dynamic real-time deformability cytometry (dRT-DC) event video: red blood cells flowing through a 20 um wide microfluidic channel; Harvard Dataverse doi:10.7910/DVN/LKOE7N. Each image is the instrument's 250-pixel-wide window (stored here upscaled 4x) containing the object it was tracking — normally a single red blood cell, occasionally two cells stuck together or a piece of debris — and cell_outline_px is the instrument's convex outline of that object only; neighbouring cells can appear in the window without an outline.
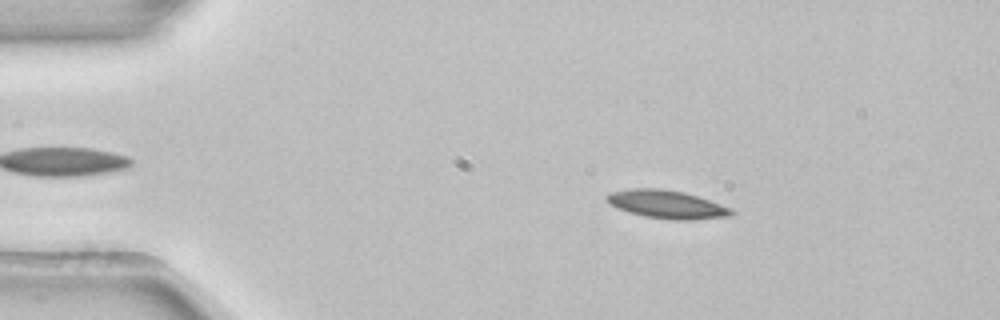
{"species": "common noctule bat (a hibernating species)", "species_latin": "Nyctalus noctula", "temperature_condition": "room temperature", "stored_images_in_passage": 45, "camera_frame_rate_fps": 3000, "um_per_image_px": 0.085, "animal": {"sex": "female", "body_mass_g": 22.7, "forearm_length_mm": 54.2}, "frame": {"image": 1, "passage_image": 9, "time_ms": 2.667, "image_size_px": [1000, 320], "cell_outline_px": [[736, 212], [732, 216], [688, 220], [672, 220], [644, 216], [616, 208], [604, 196], [608, 192], [632, 188], [660, 188], [684, 192], [708, 200], [728, 208]], "centroid_in_image_um": [56.64, 17.37], "position_along_channel_um": 28.4, "area_um2": 20.29}}
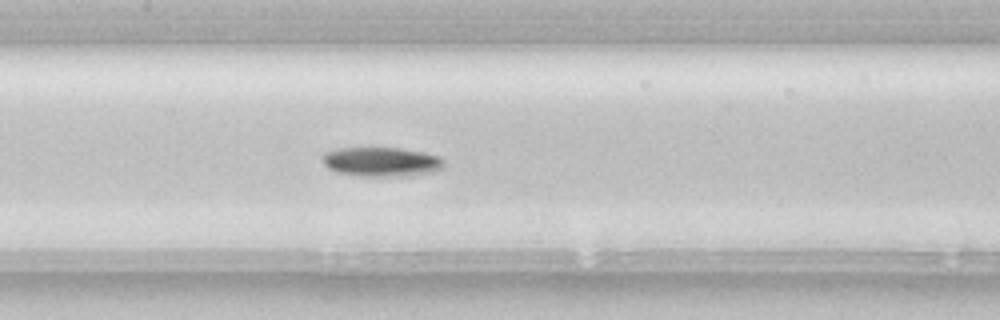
{"frame": {"image": 2, "passage_image": 25, "time_ms": 8.0, "image_size_px": [1000, 320], "cell_outline_px": [[444, 168], [436, 172], [412, 176], [360, 176], [336, 172], [328, 168], [324, 164], [320, 156], [324, 152], [336, 148], [400, 148], [424, 152], [440, 156], [444, 160]], "centroid_in_image_um": [32.45, 13.76], "position_along_channel_um": 175.0, "area_um2": 21.27}}
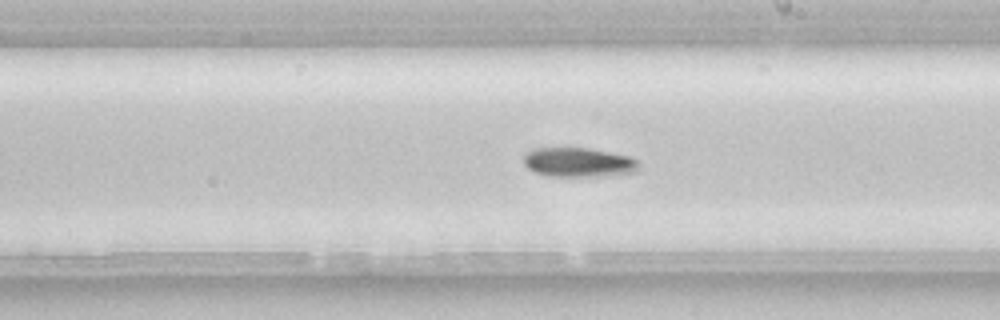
{"frame": {"image": 3, "passage_image": 30, "time_ms": 9.667, "image_size_px": [1000, 320], "cell_outline_px": [[640, 164], [636, 172], [612, 176], [548, 176], [532, 172], [524, 164], [524, 152], [532, 148], [588, 148], [628, 156], [636, 160]], "centroid_in_image_um": [49.14, 13.81], "position_along_channel_um": 239.9, "area_um2": 19.94}, "authors_computed_cell_mechanics": {"area_um2": 19.7098, "velocity_mm_per_s": 3.9047, "shape_relaxation_time_tau1_ms": 5.3716, "shape_relaxation_time_tau2_ms": null, "deformation_change_tau1": 0.143, "deformation_change_tau2": null}}